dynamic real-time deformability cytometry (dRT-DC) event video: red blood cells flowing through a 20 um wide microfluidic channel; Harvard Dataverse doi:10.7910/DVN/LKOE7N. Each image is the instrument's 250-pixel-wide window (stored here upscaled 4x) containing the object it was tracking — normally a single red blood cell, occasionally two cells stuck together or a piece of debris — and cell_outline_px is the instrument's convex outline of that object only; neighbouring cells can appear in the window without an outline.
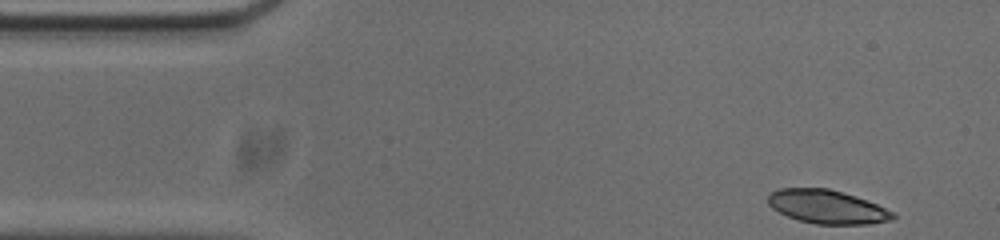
{"species": "common noctule bat (a hibernating species)", "species_latin": "Nyctalus noctula", "temperature_condition": "cold", "stored_images_in_passage": 50, "camera_frame_rate_fps": 3000, "um_per_image_px": 0.085, "animal": {"sex": "male", "body_mass_g": 20.0, "forearm_length_mm": 53.3}, "frame": {"image": 1, "passage_image": 1, "time_ms": 0.0, "image_size_px": [1000, 240], "cell_outline_px": [[896, 216], [892, 220], [868, 224], [816, 224], [800, 220], [788, 216], [772, 208], [768, 204], [768, 196], [772, 192], [780, 188], [828, 188], [856, 196], [876, 204], [892, 212]], "centroid_in_image_um": [70.3, 17.57], "position_along_channel_um": 14.7, "area_um2": 24.22}}
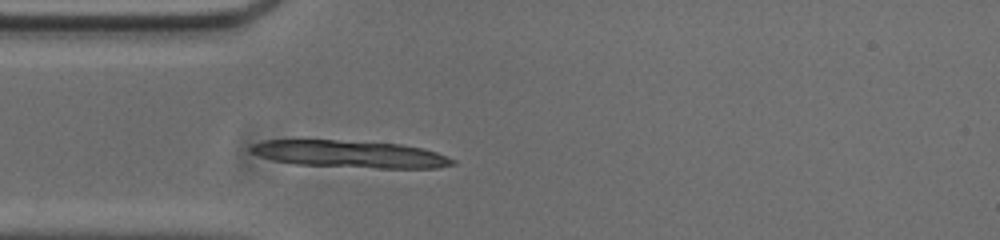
{"frame": {"image": 2, "passage_image": 11, "time_ms": 3.333, "image_size_px": [1000, 240], "cell_outline_px": [[456, 164], [440, 168], [376, 168], [296, 164], [276, 160], [260, 156], [252, 152], [248, 148], [252, 144], [264, 140], [336, 140], [400, 144], [420, 148], [436, 152], [456, 160]], "centroid_in_image_um": [29.78, 13.1], "position_along_channel_um": 55.2, "area_um2": 31.73}}